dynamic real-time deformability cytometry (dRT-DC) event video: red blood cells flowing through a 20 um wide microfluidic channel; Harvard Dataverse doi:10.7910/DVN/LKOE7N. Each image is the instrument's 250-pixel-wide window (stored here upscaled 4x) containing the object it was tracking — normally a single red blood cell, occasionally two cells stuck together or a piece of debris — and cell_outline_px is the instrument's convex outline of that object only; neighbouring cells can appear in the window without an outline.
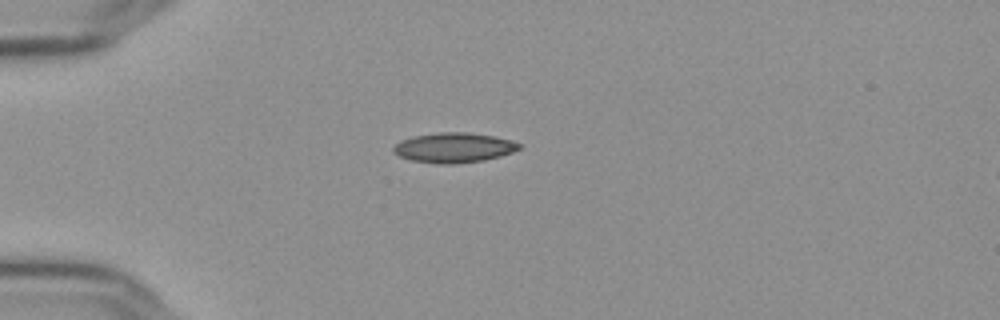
{"species": "Egyptian fruit bat (a non-hibernating species)", "species_latin": "Rousettus aegyptiacus", "temperature_condition": "cold", "stored_images_in_passage": 42, "camera_frame_rate_fps": 3000, "um_per_image_px": 0.085, "frame": {"image": 1, "passage_image": 1, "time_ms": 0.0, "image_size_px": [1000, 320], "cell_outline_px": [[520, 148], [512, 152], [500, 156], [484, 160], [452, 164], [440, 164], [412, 160], [400, 156], [392, 152], [392, 148], [400, 140], [412, 136], [436, 132], [464, 132], [492, 136], [508, 140], [520, 144]], "centroid_in_image_um": [38.52, 12.55], "position_along_channel_um": 46.5, "area_um2": 21.73}}
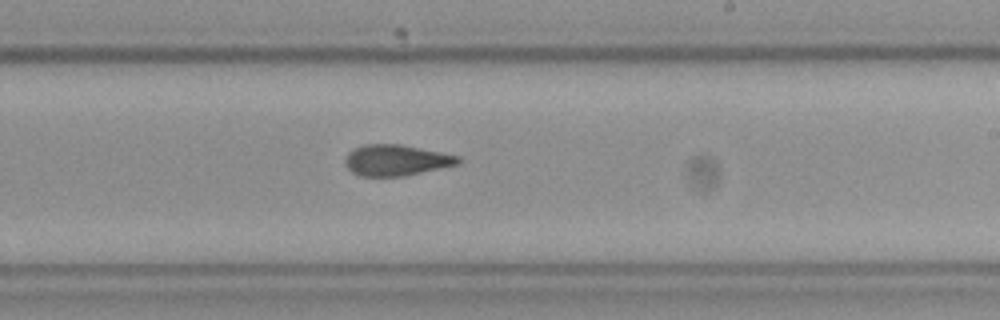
{"frame": {"image": 2, "passage_image": 20, "time_ms": 6.333, "image_size_px": [1000, 320], "cell_outline_px": [[460, 160], [456, 164], [404, 176], [360, 176], [352, 172], [348, 168], [344, 160], [348, 152], [364, 144], [400, 144], [460, 156]], "centroid_in_image_um": [33.63, 13.61], "position_along_channel_um": 255.4, "area_um2": 20.11}}
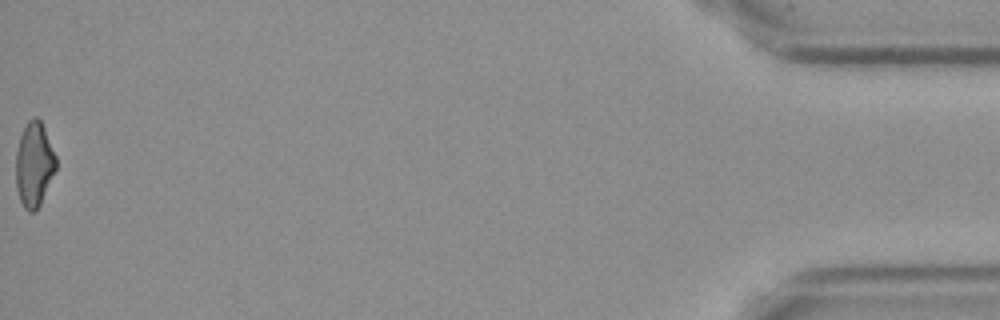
{"frame": {"image": 3, "passage_image": 42, "time_ms": 13.667, "image_size_px": [1000, 320], "cell_outline_px": [[56, 168], [40, 204], [32, 212], [28, 212], [24, 208], [20, 200], [16, 188], [16, 152], [20, 136], [28, 120], [32, 116], [36, 116], [40, 120], [44, 128], [56, 156]], "centroid_in_image_um": [2.89, 13.96], "position_along_channel_um": 432.3, "area_um2": 19.59}, "authors_computed_cell_mechanics": {"area_um2": 20.5768, "velocity_mm_per_s": 3.6642, "shape_relaxation_time_tau1_ms": null, "shape_relaxation_time_tau2_ms": 2.5795, "deformation_change_tau1": null, "deformation_change_tau2": 0.0793}}